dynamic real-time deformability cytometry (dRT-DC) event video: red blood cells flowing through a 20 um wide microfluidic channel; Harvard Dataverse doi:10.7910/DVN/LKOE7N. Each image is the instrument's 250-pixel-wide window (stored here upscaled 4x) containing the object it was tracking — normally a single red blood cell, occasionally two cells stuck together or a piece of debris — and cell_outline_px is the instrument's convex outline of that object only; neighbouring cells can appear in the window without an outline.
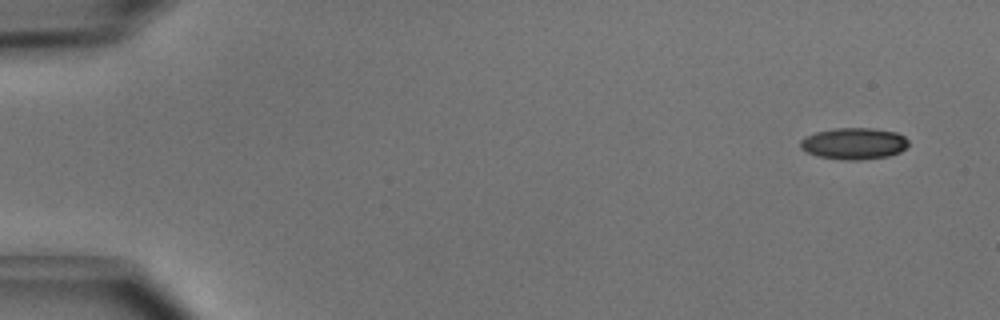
{"species": "common noctule bat (a hibernating species)", "species_latin": "Nyctalus noctula", "temperature_condition": "cold", "stored_images_in_passage": 4, "camera_frame_rate_fps": 3000, "um_per_image_px": 0.085, "animal": {"sex": "male", "body_mass_g": 15.6}, "frame": {"image": 1, "passage_image": 1, "time_ms": 0.0, "image_size_px": [1000, 320], "cell_outline_px": [[908, 144], [900, 152], [888, 156], [860, 160], [844, 160], [816, 156], [800, 148], [800, 140], [804, 136], [816, 132], [836, 128], [872, 128], [896, 132], [904, 136], [908, 140]], "centroid_in_image_um": [72.56, 12.2], "position_along_channel_um": 12.4, "area_um2": 19.94}}